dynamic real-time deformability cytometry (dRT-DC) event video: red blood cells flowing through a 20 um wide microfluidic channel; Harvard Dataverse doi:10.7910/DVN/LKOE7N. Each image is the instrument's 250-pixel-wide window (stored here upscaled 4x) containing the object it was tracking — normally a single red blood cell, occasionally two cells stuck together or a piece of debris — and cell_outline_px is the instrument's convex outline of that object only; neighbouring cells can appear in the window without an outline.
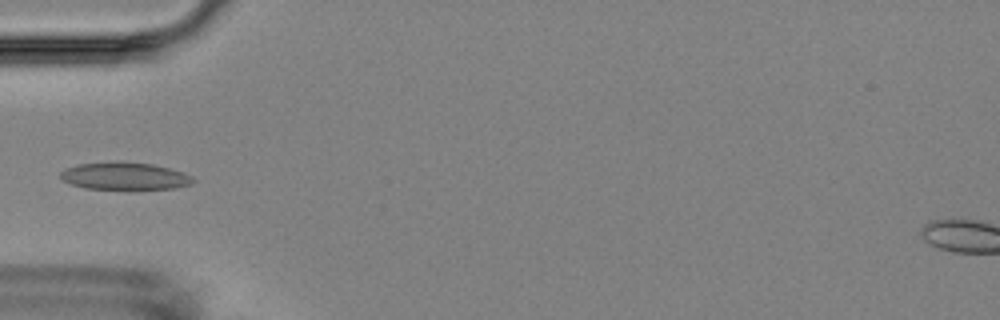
{"species": "Egyptian fruit bat (a non-hibernating species)", "species_latin": "Rousettus aegyptiacus", "temperature_condition": "room temperature", "stored_images_in_passage": 4, "camera_frame_rate_fps": 3000, "um_per_image_px": 0.085, "animal": {"sex": "female"}, "frame": {"image": 1, "passage_image": 4, "time_ms": 3.333, "image_size_px": [1000, 320], "cell_outline_px": [[196, 180], [192, 184], [176, 188], [136, 192], [84, 188], [68, 184], [60, 176], [60, 172], [76, 164], [152, 164], [168, 168], [192, 176]], "centroid_in_image_um": [10.65, 15.07], "position_along_channel_um": 74.4, "area_um2": 21.33}}